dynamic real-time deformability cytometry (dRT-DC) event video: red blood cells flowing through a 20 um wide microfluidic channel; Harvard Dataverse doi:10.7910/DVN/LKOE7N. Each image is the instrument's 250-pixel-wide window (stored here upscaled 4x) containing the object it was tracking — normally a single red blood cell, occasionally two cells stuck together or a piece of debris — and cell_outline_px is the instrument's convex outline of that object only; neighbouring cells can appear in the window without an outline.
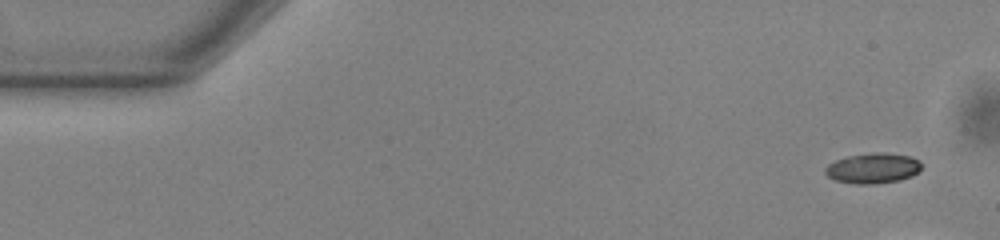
{"species": "common noctule bat (a hibernating species)", "species_latin": "Nyctalus noctula", "temperature_condition": "warm", "stored_images_in_passage": 16, "camera_frame_rate_fps": 3000, "um_per_image_px": 0.085, "animal": {"sex": "male", "body_mass_g": 13.0, "forearm_length_mm": 53.1}, "frame": {"image": 1, "passage_image": 1, "time_ms": 0.0, "image_size_px": [1000, 240], "cell_outline_px": [[920, 168], [912, 176], [900, 180], [876, 184], [856, 184], [836, 180], [828, 176], [824, 172], [824, 168], [828, 164], [836, 160], [848, 156], [876, 152], [884, 152], [908, 156], [920, 160]], "centroid_in_image_um": [74.18, 14.3], "position_along_channel_um": 10.8, "area_um2": 16.94}}
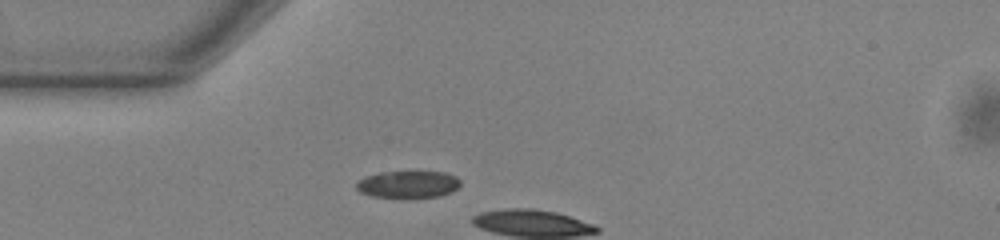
{"frame": {"image": 2, "passage_image": 13, "time_ms": 4.0, "image_size_px": [1000, 240], "cell_outline_px": [[460, 184], [452, 192], [440, 196], [412, 200], [400, 200], [372, 196], [360, 192], [356, 188], [356, 184], [360, 180], [368, 176], [380, 172], [444, 172], [456, 176], [460, 180]], "centroid_in_image_um": [34.7, 15.73], "position_along_channel_um": 50.3, "area_um2": 17.05}}